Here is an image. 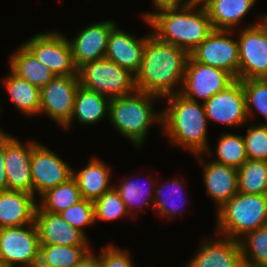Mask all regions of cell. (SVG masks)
Here are the masks:
<instances>
[{
  "instance_id": "3957f363",
  "label": "cell",
  "mask_w": 267,
  "mask_h": 267,
  "mask_svg": "<svg viewBox=\"0 0 267 267\" xmlns=\"http://www.w3.org/2000/svg\"><path fill=\"white\" fill-rule=\"evenodd\" d=\"M142 16L160 41L175 45L189 54L214 30L206 9L200 3L163 7Z\"/></svg>"
},
{
  "instance_id": "cb8c5ba5",
  "label": "cell",
  "mask_w": 267,
  "mask_h": 267,
  "mask_svg": "<svg viewBox=\"0 0 267 267\" xmlns=\"http://www.w3.org/2000/svg\"><path fill=\"white\" fill-rule=\"evenodd\" d=\"M108 97L83 88L79 86L76 91L74 108L70 122L64 127L65 130L70 129L71 124L76 119L79 123L84 125H94L107 115L109 117Z\"/></svg>"
},
{
  "instance_id": "d6986e66",
  "label": "cell",
  "mask_w": 267,
  "mask_h": 267,
  "mask_svg": "<svg viewBox=\"0 0 267 267\" xmlns=\"http://www.w3.org/2000/svg\"><path fill=\"white\" fill-rule=\"evenodd\" d=\"M35 224L40 245H89L88 237L68 224L60 214L44 212L38 205L35 210Z\"/></svg>"
},
{
  "instance_id": "8992f818",
  "label": "cell",
  "mask_w": 267,
  "mask_h": 267,
  "mask_svg": "<svg viewBox=\"0 0 267 267\" xmlns=\"http://www.w3.org/2000/svg\"><path fill=\"white\" fill-rule=\"evenodd\" d=\"M80 86L109 99L133 94L135 75L106 58L83 64L77 69Z\"/></svg>"
},
{
  "instance_id": "9c48e42d",
  "label": "cell",
  "mask_w": 267,
  "mask_h": 267,
  "mask_svg": "<svg viewBox=\"0 0 267 267\" xmlns=\"http://www.w3.org/2000/svg\"><path fill=\"white\" fill-rule=\"evenodd\" d=\"M235 80L228 71L199 63L189 56L180 94L189 100H202L204 103Z\"/></svg>"
},
{
  "instance_id": "7c38bea8",
  "label": "cell",
  "mask_w": 267,
  "mask_h": 267,
  "mask_svg": "<svg viewBox=\"0 0 267 267\" xmlns=\"http://www.w3.org/2000/svg\"><path fill=\"white\" fill-rule=\"evenodd\" d=\"M232 34L233 30H213L190 56L199 63L226 70L237 78L239 44L238 40L232 39Z\"/></svg>"
},
{
  "instance_id": "ffe728a7",
  "label": "cell",
  "mask_w": 267,
  "mask_h": 267,
  "mask_svg": "<svg viewBox=\"0 0 267 267\" xmlns=\"http://www.w3.org/2000/svg\"><path fill=\"white\" fill-rule=\"evenodd\" d=\"M37 199L23 191L7 190L0 192V228L19 227L35 220Z\"/></svg>"
},
{
  "instance_id": "277c9868",
  "label": "cell",
  "mask_w": 267,
  "mask_h": 267,
  "mask_svg": "<svg viewBox=\"0 0 267 267\" xmlns=\"http://www.w3.org/2000/svg\"><path fill=\"white\" fill-rule=\"evenodd\" d=\"M156 100L162 99L137 90L130 95L112 98L107 119L121 136L140 148L150 126L156 123L161 127L162 112L154 111Z\"/></svg>"
},
{
  "instance_id": "4316f807",
  "label": "cell",
  "mask_w": 267,
  "mask_h": 267,
  "mask_svg": "<svg viewBox=\"0 0 267 267\" xmlns=\"http://www.w3.org/2000/svg\"><path fill=\"white\" fill-rule=\"evenodd\" d=\"M91 249L89 245H40L37 267H73Z\"/></svg>"
},
{
  "instance_id": "5bb4252c",
  "label": "cell",
  "mask_w": 267,
  "mask_h": 267,
  "mask_svg": "<svg viewBox=\"0 0 267 267\" xmlns=\"http://www.w3.org/2000/svg\"><path fill=\"white\" fill-rule=\"evenodd\" d=\"M208 122L239 127L249 122L246 113L242 80H235L226 89L215 94L204 103Z\"/></svg>"
},
{
  "instance_id": "83f0119b",
  "label": "cell",
  "mask_w": 267,
  "mask_h": 267,
  "mask_svg": "<svg viewBox=\"0 0 267 267\" xmlns=\"http://www.w3.org/2000/svg\"><path fill=\"white\" fill-rule=\"evenodd\" d=\"M82 199L76 180L71 177L65 183L48 189L37 205L44 211L59 214Z\"/></svg>"
},
{
  "instance_id": "1f68e13d",
  "label": "cell",
  "mask_w": 267,
  "mask_h": 267,
  "mask_svg": "<svg viewBox=\"0 0 267 267\" xmlns=\"http://www.w3.org/2000/svg\"><path fill=\"white\" fill-rule=\"evenodd\" d=\"M243 263L267 267V225L246 233L239 239Z\"/></svg>"
},
{
  "instance_id": "f1b7e54d",
  "label": "cell",
  "mask_w": 267,
  "mask_h": 267,
  "mask_svg": "<svg viewBox=\"0 0 267 267\" xmlns=\"http://www.w3.org/2000/svg\"><path fill=\"white\" fill-rule=\"evenodd\" d=\"M148 178L150 179V181L149 180H148V182L146 181L148 183L147 185L149 186V184L150 185L152 184V187H155L157 185L156 179L151 180L153 178L152 177L150 178V176ZM123 179H122V182L120 185H118V186L113 185V187L118 192L119 196L121 197L128 212L130 213V215L132 217L135 216V214H134L135 209L139 208V210H137V211H141L143 209L142 207H145V206H146V208L153 207L154 197H152V196H154V188L151 189V186H149V187L147 186L148 187V189H147V188H145L146 185L141 184V182L139 183L136 180L132 181L130 178H127V179L123 178ZM153 184L155 186H153ZM147 196H149L150 198ZM150 200H151V202H150Z\"/></svg>"
},
{
  "instance_id": "5b68a950",
  "label": "cell",
  "mask_w": 267,
  "mask_h": 267,
  "mask_svg": "<svg viewBox=\"0 0 267 267\" xmlns=\"http://www.w3.org/2000/svg\"><path fill=\"white\" fill-rule=\"evenodd\" d=\"M215 235L239 240L267 225V195L238 192L216 212Z\"/></svg>"
},
{
  "instance_id": "e575fe53",
  "label": "cell",
  "mask_w": 267,
  "mask_h": 267,
  "mask_svg": "<svg viewBox=\"0 0 267 267\" xmlns=\"http://www.w3.org/2000/svg\"><path fill=\"white\" fill-rule=\"evenodd\" d=\"M94 214L95 222L101 221H114L116 219H121L123 217L129 216L132 218L128 212L124 202L119 196L118 192L114 187L106 191L100 198L94 202Z\"/></svg>"
},
{
  "instance_id": "30bf717a",
  "label": "cell",
  "mask_w": 267,
  "mask_h": 267,
  "mask_svg": "<svg viewBox=\"0 0 267 267\" xmlns=\"http://www.w3.org/2000/svg\"><path fill=\"white\" fill-rule=\"evenodd\" d=\"M23 45L56 76L78 75L66 35L57 31L39 33Z\"/></svg>"
},
{
  "instance_id": "8d00e7d4",
  "label": "cell",
  "mask_w": 267,
  "mask_h": 267,
  "mask_svg": "<svg viewBox=\"0 0 267 267\" xmlns=\"http://www.w3.org/2000/svg\"><path fill=\"white\" fill-rule=\"evenodd\" d=\"M243 135L248 160L267 161V124L250 126Z\"/></svg>"
},
{
  "instance_id": "ee69618b",
  "label": "cell",
  "mask_w": 267,
  "mask_h": 267,
  "mask_svg": "<svg viewBox=\"0 0 267 267\" xmlns=\"http://www.w3.org/2000/svg\"><path fill=\"white\" fill-rule=\"evenodd\" d=\"M8 133H6L5 131H1L0 130V140H2Z\"/></svg>"
},
{
  "instance_id": "7402d4cb",
  "label": "cell",
  "mask_w": 267,
  "mask_h": 267,
  "mask_svg": "<svg viewBox=\"0 0 267 267\" xmlns=\"http://www.w3.org/2000/svg\"><path fill=\"white\" fill-rule=\"evenodd\" d=\"M111 172L110 166L101 159L91 158L83 169L78 172L73 169L72 177L77 182L81 197L94 202L113 187L110 185Z\"/></svg>"
},
{
  "instance_id": "bcb514c9",
  "label": "cell",
  "mask_w": 267,
  "mask_h": 267,
  "mask_svg": "<svg viewBox=\"0 0 267 267\" xmlns=\"http://www.w3.org/2000/svg\"><path fill=\"white\" fill-rule=\"evenodd\" d=\"M206 1H207V0H198V3H200V4L203 5Z\"/></svg>"
},
{
  "instance_id": "4fadbf2b",
  "label": "cell",
  "mask_w": 267,
  "mask_h": 267,
  "mask_svg": "<svg viewBox=\"0 0 267 267\" xmlns=\"http://www.w3.org/2000/svg\"><path fill=\"white\" fill-rule=\"evenodd\" d=\"M30 170L35 197L36 192L40 197L48 189L65 183L73 175V168L69 164L38 142L32 148Z\"/></svg>"
},
{
  "instance_id": "f6af8a7d",
  "label": "cell",
  "mask_w": 267,
  "mask_h": 267,
  "mask_svg": "<svg viewBox=\"0 0 267 267\" xmlns=\"http://www.w3.org/2000/svg\"><path fill=\"white\" fill-rule=\"evenodd\" d=\"M240 267H257V266H251V265H248V264L242 263V264L240 265Z\"/></svg>"
},
{
  "instance_id": "9a60e30c",
  "label": "cell",
  "mask_w": 267,
  "mask_h": 267,
  "mask_svg": "<svg viewBox=\"0 0 267 267\" xmlns=\"http://www.w3.org/2000/svg\"><path fill=\"white\" fill-rule=\"evenodd\" d=\"M36 143L34 140H28L23 144L13 135L5 136L4 164L8 190L33 194L30 165L32 148Z\"/></svg>"
},
{
  "instance_id": "ba28073f",
  "label": "cell",
  "mask_w": 267,
  "mask_h": 267,
  "mask_svg": "<svg viewBox=\"0 0 267 267\" xmlns=\"http://www.w3.org/2000/svg\"><path fill=\"white\" fill-rule=\"evenodd\" d=\"M39 253L35 221L24 226L0 228V259L11 267H37Z\"/></svg>"
},
{
  "instance_id": "484cf974",
  "label": "cell",
  "mask_w": 267,
  "mask_h": 267,
  "mask_svg": "<svg viewBox=\"0 0 267 267\" xmlns=\"http://www.w3.org/2000/svg\"><path fill=\"white\" fill-rule=\"evenodd\" d=\"M6 92L15 107L26 116H35L40 111V89L19 78L12 71L3 78Z\"/></svg>"
},
{
  "instance_id": "6da1fadb",
  "label": "cell",
  "mask_w": 267,
  "mask_h": 267,
  "mask_svg": "<svg viewBox=\"0 0 267 267\" xmlns=\"http://www.w3.org/2000/svg\"><path fill=\"white\" fill-rule=\"evenodd\" d=\"M189 56L187 51L162 42L150 33L140 69L135 75L136 90L162 99L180 93L182 85L178 84H183Z\"/></svg>"
},
{
  "instance_id": "b9f144b4",
  "label": "cell",
  "mask_w": 267,
  "mask_h": 267,
  "mask_svg": "<svg viewBox=\"0 0 267 267\" xmlns=\"http://www.w3.org/2000/svg\"><path fill=\"white\" fill-rule=\"evenodd\" d=\"M262 17V22L264 23V25L267 27V14H264L261 16Z\"/></svg>"
},
{
  "instance_id": "7bdbcfd3",
  "label": "cell",
  "mask_w": 267,
  "mask_h": 267,
  "mask_svg": "<svg viewBox=\"0 0 267 267\" xmlns=\"http://www.w3.org/2000/svg\"><path fill=\"white\" fill-rule=\"evenodd\" d=\"M0 267H11L8 263H5L2 259H0Z\"/></svg>"
},
{
  "instance_id": "7a4b0ae2",
  "label": "cell",
  "mask_w": 267,
  "mask_h": 267,
  "mask_svg": "<svg viewBox=\"0 0 267 267\" xmlns=\"http://www.w3.org/2000/svg\"><path fill=\"white\" fill-rule=\"evenodd\" d=\"M168 105L161 110L162 134L169 138L170 145L189 150L204 164L203 155H213L208 144V120L204 104L192 101L180 93L165 97Z\"/></svg>"
},
{
  "instance_id": "74e56055",
  "label": "cell",
  "mask_w": 267,
  "mask_h": 267,
  "mask_svg": "<svg viewBox=\"0 0 267 267\" xmlns=\"http://www.w3.org/2000/svg\"><path fill=\"white\" fill-rule=\"evenodd\" d=\"M100 267H134L128 251L108 244L98 255Z\"/></svg>"
},
{
  "instance_id": "d6a6232c",
  "label": "cell",
  "mask_w": 267,
  "mask_h": 267,
  "mask_svg": "<svg viewBox=\"0 0 267 267\" xmlns=\"http://www.w3.org/2000/svg\"><path fill=\"white\" fill-rule=\"evenodd\" d=\"M218 139L213 161L239 169L248 160L243 136L223 133Z\"/></svg>"
},
{
  "instance_id": "60d3db41",
  "label": "cell",
  "mask_w": 267,
  "mask_h": 267,
  "mask_svg": "<svg viewBox=\"0 0 267 267\" xmlns=\"http://www.w3.org/2000/svg\"><path fill=\"white\" fill-rule=\"evenodd\" d=\"M73 267H100L98 256L92 252V249Z\"/></svg>"
},
{
  "instance_id": "2e32d148",
  "label": "cell",
  "mask_w": 267,
  "mask_h": 267,
  "mask_svg": "<svg viewBox=\"0 0 267 267\" xmlns=\"http://www.w3.org/2000/svg\"><path fill=\"white\" fill-rule=\"evenodd\" d=\"M114 20H105L90 24L78 32L73 40H69L73 62L78 69L85 63L105 58L108 38Z\"/></svg>"
},
{
  "instance_id": "4dcf8cb0",
  "label": "cell",
  "mask_w": 267,
  "mask_h": 267,
  "mask_svg": "<svg viewBox=\"0 0 267 267\" xmlns=\"http://www.w3.org/2000/svg\"><path fill=\"white\" fill-rule=\"evenodd\" d=\"M184 181L180 182L178 178L173 179L170 182H165L164 186L161 185L160 188L157 189L154 188V203H153V208L156 209V212L160 211V216L161 217H167V219H171L172 216L176 217L178 213H182V206L185 204L184 200H179L178 198L175 199L176 197L179 196V198L183 197L182 193L184 190ZM165 187H168L171 191H169L168 194H166L167 190ZM167 188V189H168ZM170 194V195H169ZM179 202V203H178ZM182 208V209H181ZM181 210V211H180Z\"/></svg>"
},
{
  "instance_id": "d590c367",
  "label": "cell",
  "mask_w": 267,
  "mask_h": 267,
  "mask_svg": "<svg viewBox=\"0 0 267 267\" xmlns=\"http://www.w3.org/2000/svg\"><path fill=\"white\" fill-rule=\"evenodd\" d=\"M59 214L68 224L80 230L85 236L84 228L95 224L94 203L83 198Z\"/></svg>"
},
{
  "instance_id": "44dd1931",
  "label": "cell",
  "mask_w": 267,
  "mask_h": 267,
  "mask_svg": "<svg viewBox=\"0 0 267 267\" xmlns=\"http://www.w3.org/2000/svg\"><path fill=\"white\" fill-rule=\"evenodd\" d=\"M202 167L206 194L214 199L218 210L238 193V169L213 160Z\"/></svg>"
},
{
  "instance_id": "ac0fdd59",
  "label": "cell",
  "mask_w": 267,
  "mask_h": 267,
  "mask_svg": "<svg viewBox=\"0 0 267 267\" xmlns=\"http://www.w3.org/2000/svg\"><path fill=\"white\" fill-rule=\"evenodd\" d=\"M147 35L138 39L115 24L109 34L105 58L136 75L140 69Z\"/></svg>"
},
{
  "instance_id": "ab89813d",
  "label": "cell",
  "mask_w": 267,
  "mask_h": 267,
  "mask_svg": "<svg viewBox=\"0 0 267 267\" xmlns=\"http://www.w3.org/2000/svg\"><path fill=\"white\" fill-rule=\"evenodd\" d=\"M4 157H5V137L2 140H0V192L8 190Z\"/></svg>"
},
{
  "instance_id": "e0dca14e",
  "label": "cell",
  "mask_w": 267,
  "mask_h": 267,
  "mask_svg": "<svg viewBox=\"0 0 267 267\" xmlns=\"http://www.w3.org/2000/svg\"><path fill=\"white\" fill-rule=\"evenodd\" d=\"M218 236L213 240L205 238L185 267H240L243 258L239 240Z\"/></svg>"
},
{
  "instance_id": "f35d334b",
  "label": "cell",
  "mask_w": 267,
  "mask_h": 267,
  "mask_svg": "<svg viewBox=\"0 0 267 267\" xmlns=\"http://www.w3.org/2000/svg\"><path fill=\"white\" fill-rule=\"evenodd\" d=\"M198 3V0H153L155 10L163 7H184Z\"/></svg>"
},
{
  "instance_id": "836d02e7",
  "label": "cell",
  "mask_w": 267,
  "mask_h": 267,
  "mask_svg": "<svg viewBox=\"0 0 267 267\" xmlns=\"http://www.w3.org/2000/svg\"><path fill=\"white\" fill-rule=\"evenodd\" d=\"M242 86L248 120L254 110L267 120V78L243 80Z\"/></svg>"
},
{
  "instance_id": "d4e9b609",
  "label": "cell",
  "mask_w": 267,
  "mask_h": 267,
  "mask_svg": "<svg viewBox=\"0 0 267 267\" xmlns=\"http://www.w3.org/2000/svg\"><path fill=\"white\" fill-rule=\"evenodd\" d=\"M9 59L11 71L19 78L41 89L56 75L40 62L23 44L11 54Z\"/></svg>"
},
{
  "instance_id": "8fae6325",
  "label": "cell",
  "mask_w": 267,
  "mask_h": 267,
  "mask_svg": "<svg viewBox=\"0 0 267 267\" xmlns=\"http://www.w3.org/2000/svg\"><path fill=\"white\" fill-rule=\"evenodd\" d=\"M78 75L56 76L40 89V111L60 127L71 120L76 91L79 88Z\"/></svg>"
},
{
  "instance_id": "603a6c76",
  "label": "cell",
  "mask_w": 267,
  "mask_h": 267,
  "mask_svg": "<svg viewBox=\"0 0 267 267\" xmlns=\"http://www.w3.org/2000/svg\"><path fill=\"white\" fill-rule=\"evenodd\" d=\"M257 0H207L203 6L214 30H236Z\"/></svg>"
},
{
  "instance_id": "f546056e",
  "label": "cell",
  "mask_w": 267,
  "mask_h": 267,
  "mask_svg": "<svg viewBox=\"0 0 267 267\" xmlns=\"http://www.w3.org/2000/svg\"><path fill=\"white\" fill-rule=\"evenodd\" d=\"M238 192L267 195V161L247 160L238 169Z\"/></svg>"
},
{
  "instance_id": "52a82bcc",
  "label": "cell",
  "mask_w": 267,
  "mask_h": 267,
  "mask_svg": "<svg viewBox=\"0 0 267 267\" xmlns=\"http://www.w3.org/2000/svg\"><path fill=\"white\" fill-rule=\"evenodd\" d=\"M239 73L237 80L267 78V27L260 17L238 33Z\"/></svg>"
}]
</instances>
